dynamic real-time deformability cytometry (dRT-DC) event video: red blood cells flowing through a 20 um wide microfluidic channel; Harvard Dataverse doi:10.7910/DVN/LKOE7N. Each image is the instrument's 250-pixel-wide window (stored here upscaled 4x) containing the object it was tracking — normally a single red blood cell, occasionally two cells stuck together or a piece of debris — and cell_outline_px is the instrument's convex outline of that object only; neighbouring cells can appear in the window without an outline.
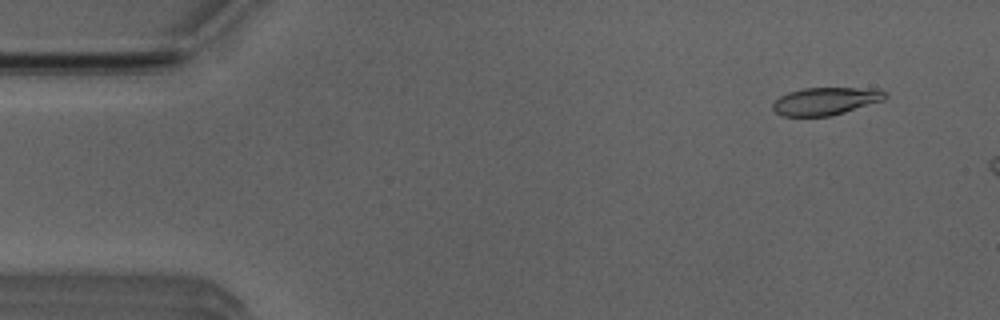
{"species": "Egyptian fruit bat (a non-hibernating species)", "species_latin": "Rousettus aegyptiacus", "temperature_condition": "room temperature", "stored_images_in_passage": 46, "camera_frame_rate_fps": 3000, "um_per_image_px": 0.085, "animal": {"sex": "male"}, "frame": {"image": 1, "passage_image": 4, "time_ms": 1.0, "image_size_px": [1000, 320], "cell_outline_px": [[888, 96], [884, 100], [832, 116], [780, 116], [772, 108], [772, 104], [780, 96], [788, 92], [804, 88], [876, 88], [888, 92]], "centroid_in_image_um": [70.21, 8.59], "position_along_channel_um": 14.8, "area_um2": 18.26}}
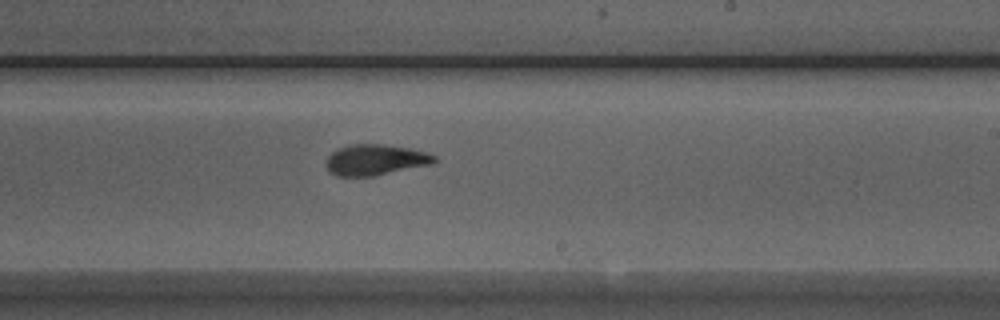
{"frame": {"image": 2, "passage_image": 30, "time_ms": 9.667, "image_size_px": [1000, 320], "cell_outline_px": [[436, 160], [432, 164], [376, 176], [336, 176], [328, 172], [324, 164], [324, 160], [332, 152], [348, 144], [384, 144], [408, 148], [424, 152], [436, 156]], "centroid_in_image_um": [31.85, 13.6], "position_along_channel_um": 257.2, "area_um2": 19.65}}
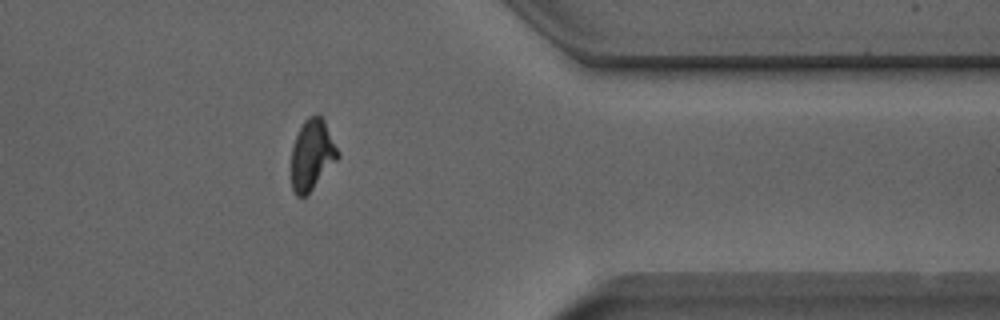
{"frame": {"image": 3, "passage_image": 41, "time_ms": 13.333, "image_size_px": [1000, 320], "cell_outline_px": [[340, 156], [312, 188], [304, 196], [296, 196], [292, 188], [292, 148], [296, 136], [304, 120], [308, 116], [316, 112], [324, 120], [340, 152]], "centroid_in_image_um": [26.53, 13.1], "position_along_channel_um": 384.9, "area_um2": 18.84}}